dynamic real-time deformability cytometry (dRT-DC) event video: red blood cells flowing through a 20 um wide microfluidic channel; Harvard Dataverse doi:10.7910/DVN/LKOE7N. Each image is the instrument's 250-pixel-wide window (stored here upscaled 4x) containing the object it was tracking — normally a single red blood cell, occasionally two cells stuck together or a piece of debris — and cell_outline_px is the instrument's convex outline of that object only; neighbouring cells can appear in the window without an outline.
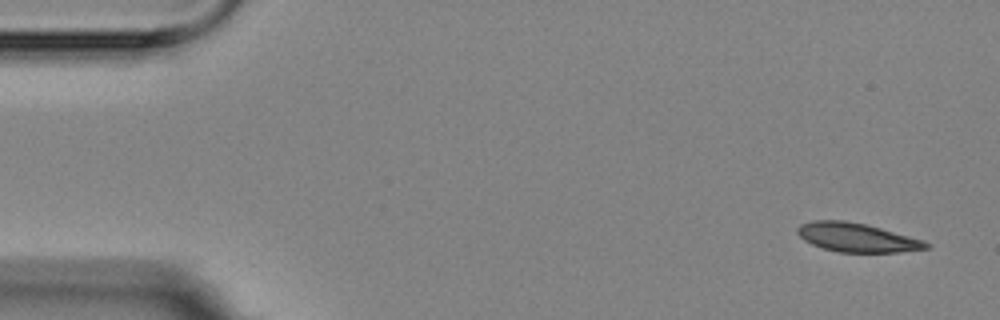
{"species": "Egyptian fruit bat (a non-hibernating species)", "species_latin": "Rousettus aegyptiacus", "temperature_condition": "room temperature", "stored_images_in_passage": 16, "camera_frame_rate_fps": 3000, "um_per_image_px": 0.085, "animal": {"sex": "female"}, "frame": {"image": 1, "passage_image": 1, "time_ms": 0.0, "image_size_px": [1000, 320], "cell_outline_px": [[932, 244], [928, 248], [896, 252], [836, 252], [812, 244], [804, 240], [796, 232], [796, 228], [800, 224], [812, 220], [844, 220], [864, 224], [880, 228], [924, 240]], "centroid_in_image_um": [72.81, 20.18], "position_along_channel_um": 12.2, "area_um2": 21.56}}
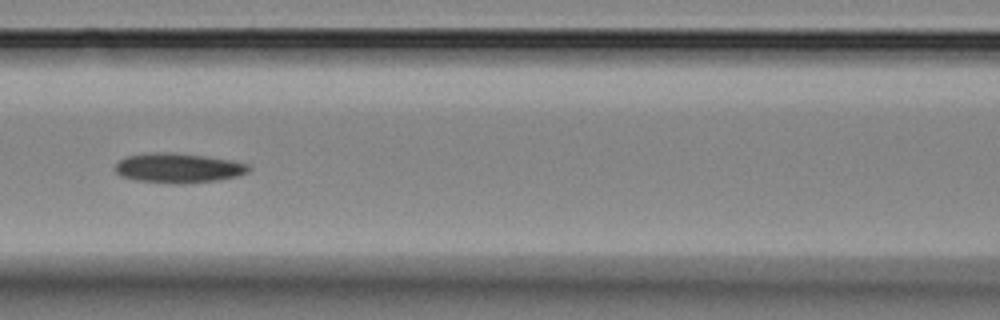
{"frame": {"image": 2, "passage_image": 7, "time_ms": 7.0, "image_size_px": [1000, 320], "cell_outline_px": [[252, 168], [248, 172], [236, 176], [220, 180], [184, 184], [168, 184], [136, 180], [120, 176], [116, 172], [116, 164], [120, 160], [128, 156], [152, 152], [172, 152], [236, 160], [248, 164]], "centroid_in_image_um": [15.2, 14.29], "position_along_channel_um": 151.4, "area_um2": 23.41}}
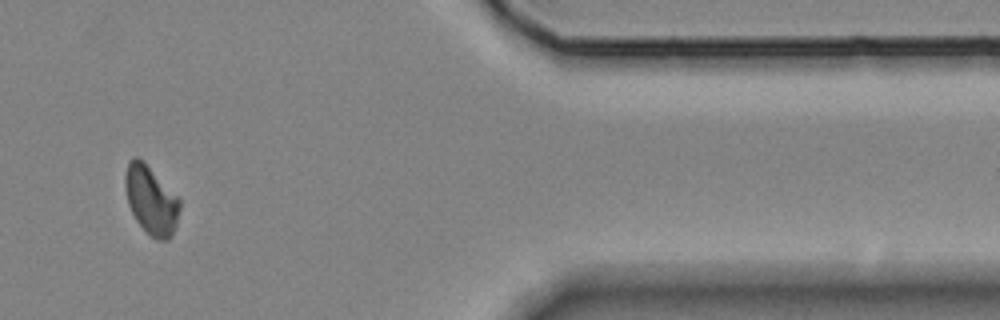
{"frame": {"image": 3, "passage_image": 14, "time_ms": 15.0, "image_size_px": [1000, 320], "cell_outline_px": [[180, 208], [176, 224], [172, 236], [168, 240], [156, 240], [136, 220], [128, 204], [124, 184], [124, 176], [128, 160], [132, 156], [136, 156], [180, 200]], "centroid_in_image_um": [12.81, 17.04], "position_along_channel_um": 398.6, "area_um2": 21.15}, "authors_computed_cell_mechanics": {"area_um2": 22.2819, "velocity_mm_per_s": 3.5313, "shape_relaxation_time_tau1_ms": null, "shape_relaxation_time_tau2_ms": 3.0381, "deformation_change_tau1": null, "deformation_change_tau2": 0.0868}}